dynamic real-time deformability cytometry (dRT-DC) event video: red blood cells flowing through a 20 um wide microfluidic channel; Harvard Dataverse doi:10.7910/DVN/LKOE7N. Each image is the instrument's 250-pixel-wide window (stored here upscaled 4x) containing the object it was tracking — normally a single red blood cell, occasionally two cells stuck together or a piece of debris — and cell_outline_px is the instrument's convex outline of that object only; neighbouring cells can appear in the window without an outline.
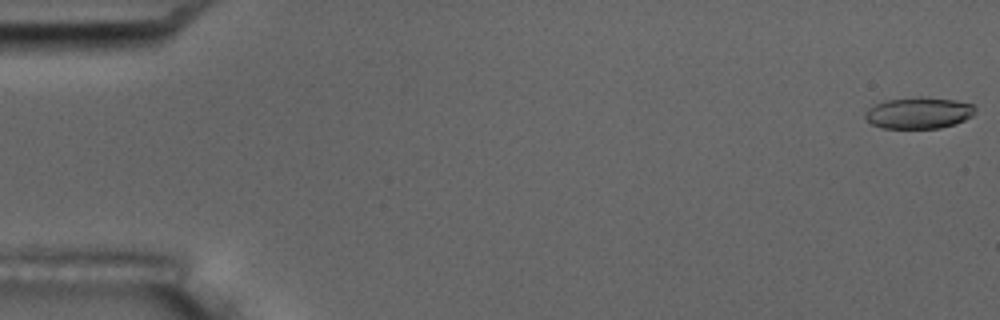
{"species": "common noctule bat (a hibernating species)", "species_latin": "Nyctalus noctula", "temperature_condition": "room temperature", "stored_images_in_passage": 6, "camera_frame_rate_fps": 3000, "um_per_image_px": 0.085, "animal": {"sex": "male", "body_mass_g": 17.5, "forearm_length_mm": 52.3}, "frame": {"image": 1, "passage_image": 1, "time_ms": 0.0, "image_size_px": [1000, 320], "cell_outline_px": [[976, 112], [972, 116], [956, 124], [940, 128], [884, 128], [872, 124], [864, 116], [864, 112], [868, 108], [876, 104], [888, 100], [920, 96], [956, 100], [972, 104], [976, 108]], "centroid_in_image_um": [78.12, 9.59], "position_along_channel_um": 6.9, "area_um2": 20.23}}